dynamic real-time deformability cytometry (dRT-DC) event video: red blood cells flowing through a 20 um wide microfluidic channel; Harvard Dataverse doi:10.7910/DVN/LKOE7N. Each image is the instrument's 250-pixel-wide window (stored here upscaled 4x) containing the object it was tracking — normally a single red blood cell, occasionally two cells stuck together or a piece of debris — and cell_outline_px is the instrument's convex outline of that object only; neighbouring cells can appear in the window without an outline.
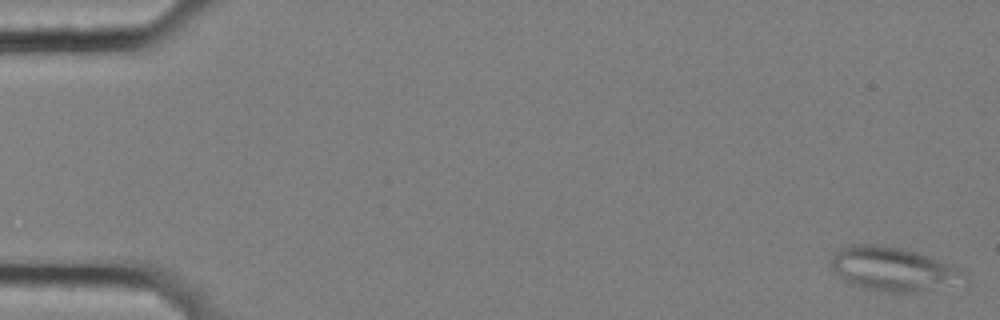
{"species": "common noctule bat (a hibernating species)", "species_latin": "Nyctalus noctula", "temperature_condition": "cold", "stored_images_in_passage": 58, "segment_of_instrument_passage": [1, 2], "camera_frame_rate_fps": 3000, "um_per_image_px": 0.085, "animal": {"sex": "female", "body_mass_g": 25.1}, "frame": {"image": 1, "passage_image": 1, "time_ms": 0.0, "image_size_px": [1000, 320], "cell_outline_px": [[968, 276], [916, 292], [884, 292], [864, 288], [848, 284], [828, 264], [828, 260], [840, 248], [848, 244], [880, 244], [900, 248], [916, 252], [960, 268], [968, 272]], "centroid_in_image_um": [75.76, 22.83], "position_along_channel_um": 9.2, "area_um2": 33.41}}
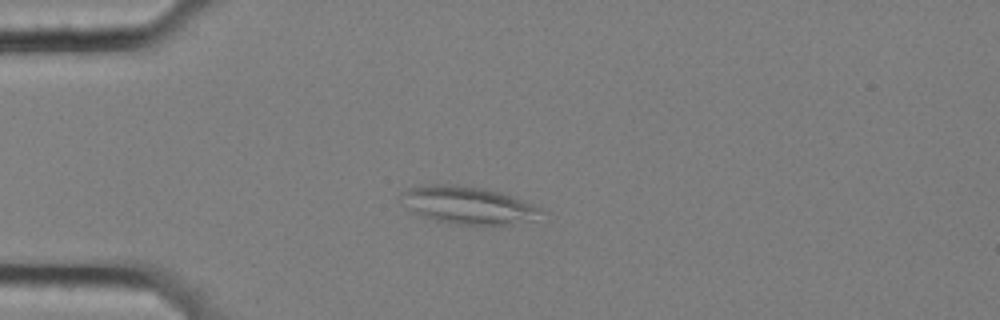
{"frame": {"image": 2, "passage_image": 15, "time_ms": 4.667, "image_size_px": [1000, 320], "cell_outline_px": [[548, 212], [532, 220], [512, 224], [456, 224], [436, 220], [412, 212], [400, 204], [396, 196], [400, 192], [408, 188], [432, 184], [448, 184], [484, 188], [500, 192], [524, 200]], "centroid_in_image_um": [39.73, 17.43], "position_along_channel_um": 45.3, "area_um2": 30.87}}